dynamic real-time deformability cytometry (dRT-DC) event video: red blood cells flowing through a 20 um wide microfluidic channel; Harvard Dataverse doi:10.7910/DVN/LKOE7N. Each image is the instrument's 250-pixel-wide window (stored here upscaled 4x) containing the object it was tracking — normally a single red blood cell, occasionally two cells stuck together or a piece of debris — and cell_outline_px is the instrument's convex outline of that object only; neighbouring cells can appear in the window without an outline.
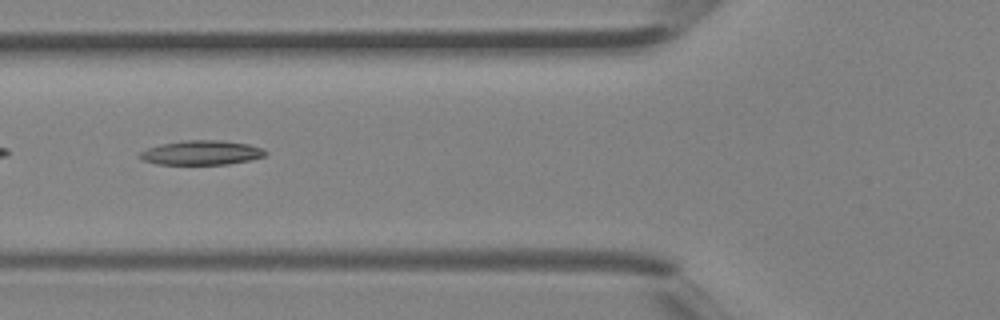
{"species": "Egyptian fruit bat (a non-hibernating species)", "species_latin": "Rousettus aegyptiacus", "temperature_condition": "room temperature", "stored_images_in_passage": 4, "camera_frame_rate_fps": 3000, "um_per_image_px": 0.085, "animal": {"sex": "female"}, "frame": {"image": 1, "passage_image": 4, "time_ms": 1.0, "image_size_px": [1000, 320], "cell_outline_px": [[268, 152], [264, 156], [248, 160], [228, 164], [156, 164], [140, 160], [140, 152], [148, 148], [160, 144], [188, 140], [224, 140], [248, 144], [264, 148]], "centroid_in_image_um": [17.13, 12.97], "position_along_channel_um": 108.7, "area_um2": 17.86}}